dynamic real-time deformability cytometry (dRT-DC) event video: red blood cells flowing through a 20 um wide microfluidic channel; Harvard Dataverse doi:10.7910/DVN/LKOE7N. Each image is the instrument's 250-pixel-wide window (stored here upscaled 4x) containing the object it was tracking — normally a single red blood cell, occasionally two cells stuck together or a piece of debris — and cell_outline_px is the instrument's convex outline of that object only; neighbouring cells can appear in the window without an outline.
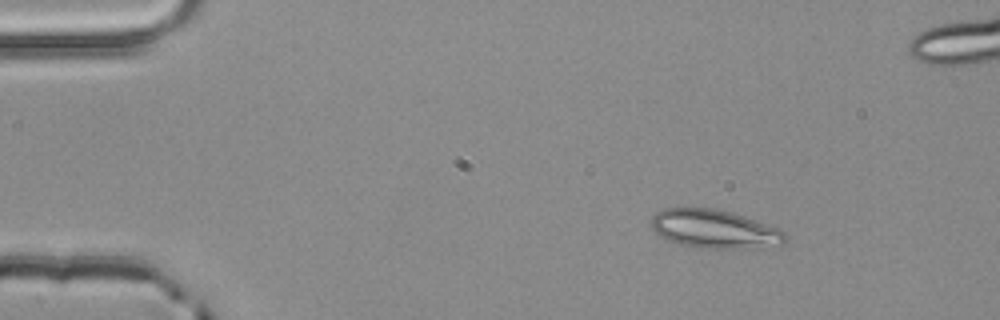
{"species": "common noctule bat (a hibernating species)", "species_latin": "Nyctalus noctula", "temperature_condition": "room temperature", "stored_images_in_passage": 3, "camera_frame_rate_fps": 3000, "um_per_image_px": 0.085, "animal": {"sex": "male", "body_mass_g": 20.4}, "frame": {"image": 1, "passage_image": 1, "time_ms": 0.0, "image_size_px": [1000, 320], "cell_outline_px": [[788, 240], [784, 244], [760, 248], [692, 248], [668, 240], [660, 236], [652, 228], [652, 216], [656, 212], [664, 208], [716, 208], [732, 212], [744, 216], [776, 228], [784, 232], [788, 236]], "centroid_in_image_um": [60.74, 19.48], "position_along_channel_um": 24.3, "area_um2": 30.29}}